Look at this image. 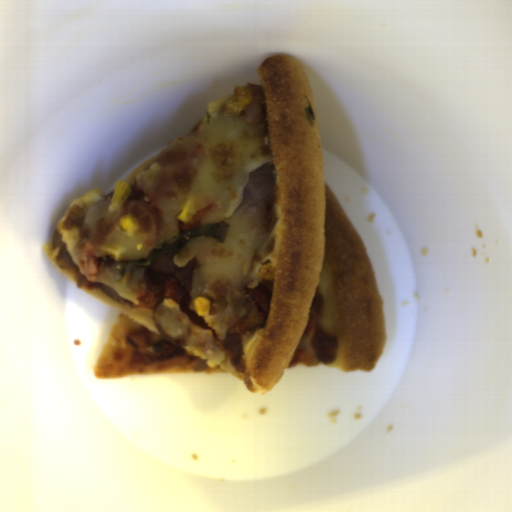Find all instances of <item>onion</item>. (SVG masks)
Instances as JSON below:
<instances>
[{"instance_id":"onion-1","label":"onion","mask_w":512,"mask_h":512,"mask_svg":"<svg viewBox=\"0 0 512 512\" xmlns=\"http://www.w3.org/2000/svg\"><path fill=\"white\" fill-rule=\"evenodd\" d=\"M276 178L272 165H262L249 174L241 203L254 208L275 190Z\"/></svg>"}]
</instances>
